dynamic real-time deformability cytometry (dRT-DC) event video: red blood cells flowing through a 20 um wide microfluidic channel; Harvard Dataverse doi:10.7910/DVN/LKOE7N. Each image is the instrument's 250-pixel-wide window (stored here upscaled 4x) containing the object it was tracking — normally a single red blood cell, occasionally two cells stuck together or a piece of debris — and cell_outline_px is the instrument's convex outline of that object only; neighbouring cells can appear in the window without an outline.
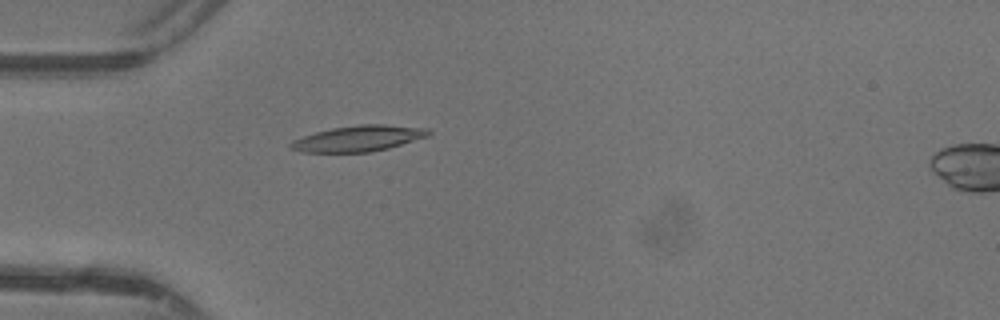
{"species": "common noctule bat (a hibernating species)", "species_latin": "Nyctalus noctula", "temperature_condition": "warm", "stored_images_in_passage": 38, "camera_frame_rate_fps": 3000, "um_per_image_px": 0.085, "animal": {"sex": "female"}, "frame": {"image": 1, "passage_image": 11, "time_ms": 3.333, "image_size_px": [1000, 320], "cell_outline_px": [[432, 132], [428, 136], [388, 148], [372, 152], [300, 152], [288, 148], [288, 144], [292, 140], [316, 132], [332, 128], [360, 124], [384, 124], [428, 128]], "centroid_in_image_um": [30.45, 11.77], "position_along_channel_um": 54.6, "area_um2": 20.81}}
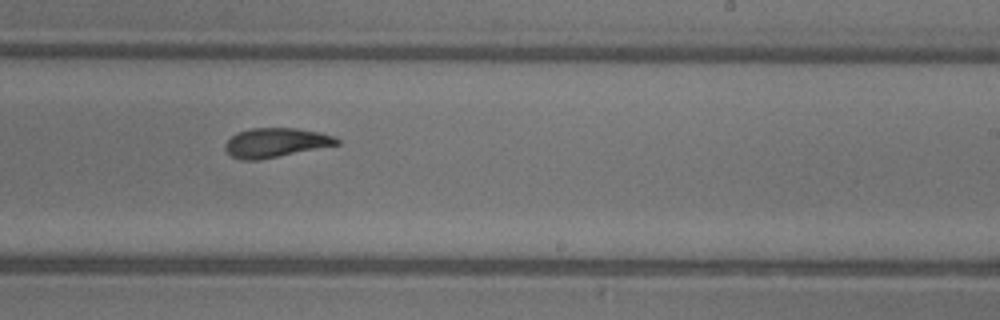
{"frame": {"image": 2, "passage_image": 26, "time_ms": 8.333, "image_size_px": [1000, 320], "cell_outline_px": [[340, 144], [256, 160], [240, 160], [232, 156], [224, 148], [224, 144], [232, 136], [240, 132], [252, 128], [296, 128], [320, 132], [332, 136], [340, 140]], "centroid_in_image_um": [23.43, 12.12], "position_along_channel_um": 265.6, "area_um2": 18.73}}
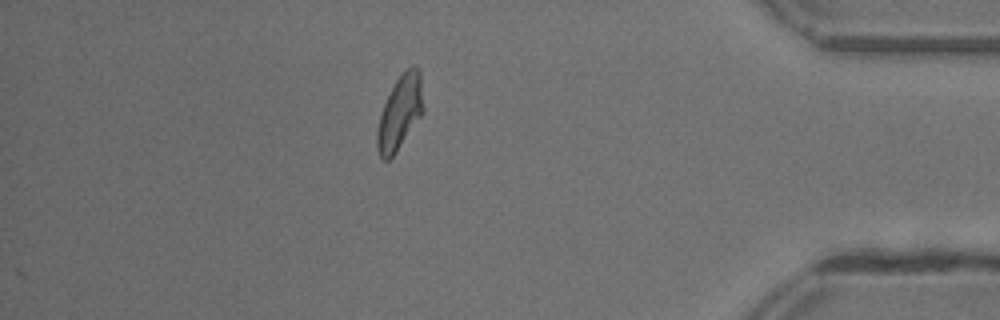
{"frame": {"image": 3, "passage_image": 38, "time_ms": 12.333, "image_size_px": [1000, 320], "cell_outline_px": [[424, 112], [396, 152], [388, 160], [384, 160], [380, 156], [376, 148], [376, 132], [380, 116], [384, 104], [396, 80], [412, 64], [416, 64], [420, 72], [424, 108]], "centroid_in_image_um": [34.0, 9.57], "position_along_channel_um": 401.2, "area_um2": 19.83}, "authors_computed_cell_mechanics": {"area_um2": 19.7387, "velocity_mm_per_s": 4.3806, "shape_relaxation_time_tau1_ms": 5.463, "shape_relaxation_time_tau2_ms": 2.0715, "deformation_change_tau1": 0.1935, "deformation_change_tau2": 0.091}}